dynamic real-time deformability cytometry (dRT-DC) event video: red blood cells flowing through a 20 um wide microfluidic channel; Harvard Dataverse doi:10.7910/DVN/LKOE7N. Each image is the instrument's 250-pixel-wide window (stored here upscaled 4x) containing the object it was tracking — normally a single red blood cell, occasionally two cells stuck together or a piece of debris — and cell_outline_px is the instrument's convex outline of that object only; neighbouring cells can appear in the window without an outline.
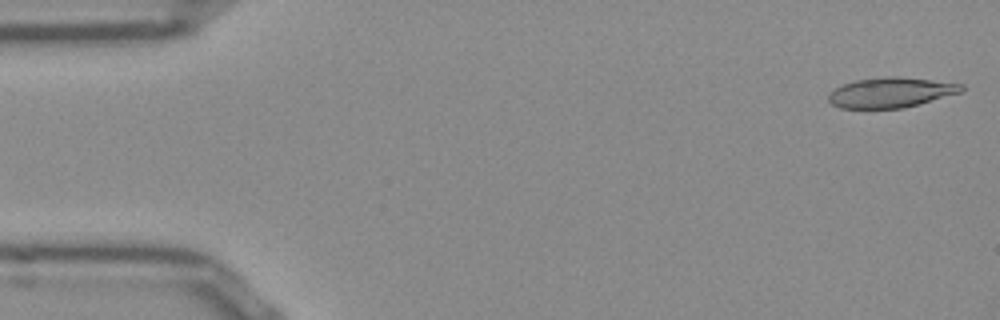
{"species": "Egyptian fruit bat (a non-hibernating species)", "species_latin": "Rousettus aegyptiacus", "temperature_condition": "room temperature", "stored_images_in_passage": 15, "camera_frame_rate_fps": 3000, "um_per_image_px": 0.085, "frame": {"image": 1, "passage_image": 1, "time_ms": 0.0, "image_size_px": [1000, 320], "cell_outline_px": [[964, 92], [900, 108], [840, 108], [832, 104], [828, 100], [828, 92], [844, 84], [856, 80], [884, 76], [896, 76], [932, 80], [964, 84]], "centroid_in_image_um": [75.72, 7.85], "position_along_channel_um": 9.3, "area_um2": 23.24}}
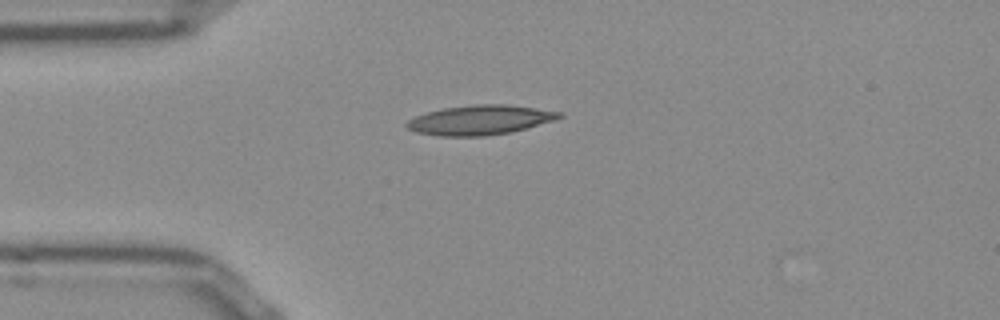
{"frame": {"image": 2, "passage_image": 12, "time_ms": 3.667, "image_size_px": [1000, 320], "cell_outline_px": [[564, 116], [556, 120], [508, 132], [484, 136], [440, 136], [416, 132], [408, 128], [404, 124], [408, 120], [416, 116], [428, 112], [444, 108], [476, 104], [508, 104], [560, 112]], "centroid_in_image_um": [40.78, 10.19], "position_along_channel_um": 44.2, "area_um2": 26.01}}